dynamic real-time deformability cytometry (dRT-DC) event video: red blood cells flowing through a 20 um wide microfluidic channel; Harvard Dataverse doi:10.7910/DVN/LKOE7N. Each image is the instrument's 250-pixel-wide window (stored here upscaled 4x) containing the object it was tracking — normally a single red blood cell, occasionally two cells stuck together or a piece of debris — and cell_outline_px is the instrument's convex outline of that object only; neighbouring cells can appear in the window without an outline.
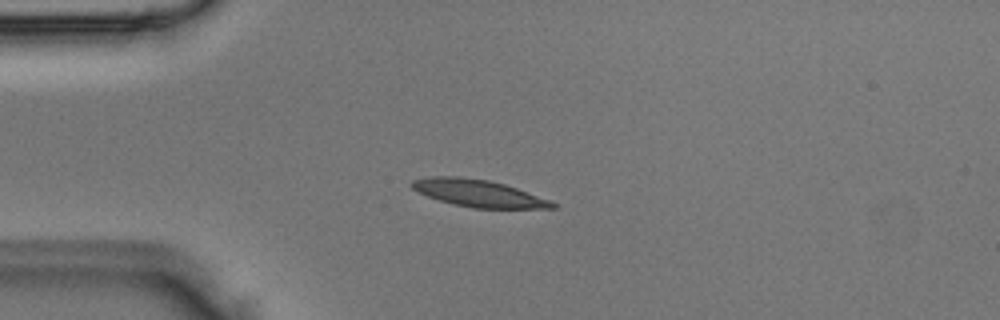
{"species": "Egyptian fruit bat (a non-hibernating species)", "species_latin": "Rousettus aegyptiacus", "temperature_condition": "room temperature", "stored_images_in_passage": 3, "camera_frame_rate_fps": 3000, "um_per_image_px": 0.085, "animal": {"sex": "male"}, "frame": {"image": 1, "passage_image": 3, "time_ms": 0.667, "image_size_px": [1000, 320], "cell_outline_px": [[556, 208], [472, 208], [452, 204], [428, 196], [412, 188], [408, 184], [412, 180], [432, 176], [456, 176], [488, 180], [504, 184], [552, 200], [556, 204]], "centroid_in_image_um": [40.67, 16.42], "position_along_channel_um": 44.3, "area_um2": 22.14}}